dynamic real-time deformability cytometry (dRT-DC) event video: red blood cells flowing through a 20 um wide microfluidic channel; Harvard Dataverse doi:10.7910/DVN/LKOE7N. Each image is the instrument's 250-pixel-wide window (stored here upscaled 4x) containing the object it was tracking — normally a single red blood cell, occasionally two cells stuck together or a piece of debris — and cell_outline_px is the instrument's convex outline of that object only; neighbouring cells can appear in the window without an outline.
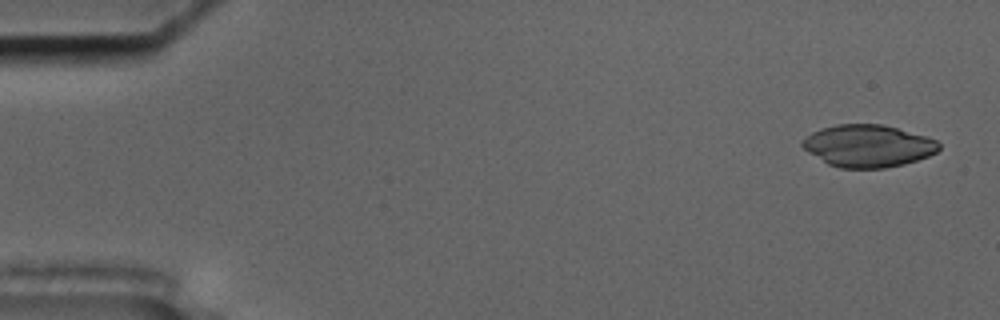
{"species": "common noctule bat (a hibernating species)", "species_latin": "Nyctalus noctula", "temperature_condition": "cold", "stored_images_in_passage": 57, "camera_frame_rate_fps": 3000, "um_per_image_px": 0.085, "animal": {"sex": "male", "body_mass_g": 17.5, "forearm_length_mm": 52.3}, "frame": {"image": 1, "passage_image": 3, "time_ms": 0.667, "image_size_px": [1000, 320], "cell_outline_px": [[940, 148], [936, 152], [928, 156], [904, 164], [884, 168], [840, 168], [828, 164], [808, 152], [800, 144], [812, 132], [820, 128], [836, 124], [880, 124], [896, 128], [924, 136], [936, 140], [940, 144]], "centroid_in_image_um": [73.76, 12.4], "position_along_channel_um": 11.2, "area_um2": 33.35}}